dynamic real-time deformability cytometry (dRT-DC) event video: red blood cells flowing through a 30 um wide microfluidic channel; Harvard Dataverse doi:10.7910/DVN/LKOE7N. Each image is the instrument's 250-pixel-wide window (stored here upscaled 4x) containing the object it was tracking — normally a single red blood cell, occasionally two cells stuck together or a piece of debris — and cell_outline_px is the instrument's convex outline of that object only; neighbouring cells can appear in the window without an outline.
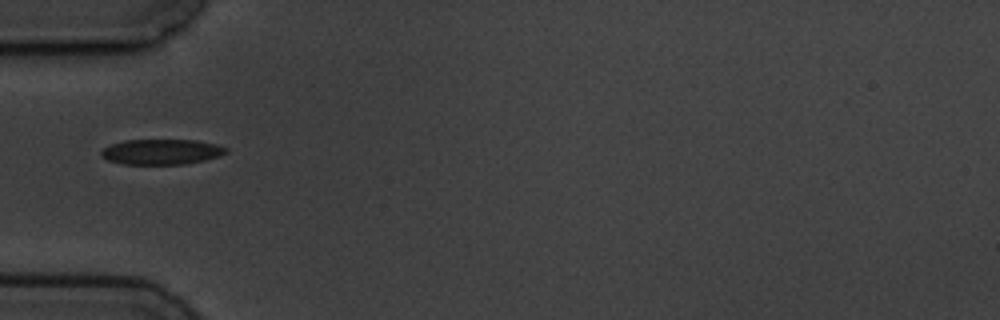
{"species": "common noctule bat (a hibernating species)", "species_latin": "Nyctalus noctula", "temperature_condition": "cold", "stored_images_in_passage": 3, "camera_frame_rate_fps": 3000, "um_per_image_px": 0.085, "animal": {"sex": "male", "body_mass_g": 19.5, "forearm_length_mm": 54.6}, "frame": {"image": 1, "passage_image": 1, "time_ms": 0.0, "image_size_px": [1000, 320], "cell_outline_px": [[228, 152], [220, 156], [204, 160], [184, 164], [120, 164], [108, 160], [100, 156], [100, 152], [104, 148], [112, 144], [124, 140], [196, 140], [216, 144], [228, 148]], "centroid_in_image_um": [13.73, 12.9], "position_along_channel_um": 71.3, "area_um2": 18.5}}
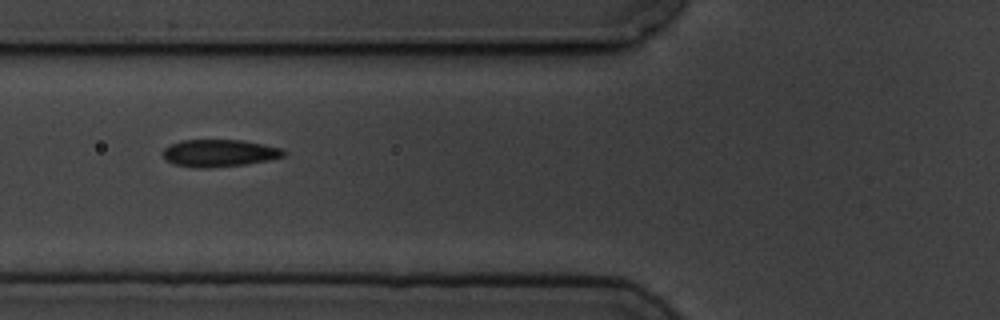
{"frame": {"image": 2, "passage_image": 2, "time_ms": 1.0, "image_size_px": [1000, 320], "cell_outline_px": [[288, 152], [284, 156], [268, 160], [244, 164], [208, 168], [196, 168], [172, 164], [164, 160], [164, 148], [180, 140], [240, 140], [264, 144], [280, 148]], "centroid_in_image_um": [18.62, 13.02], "position_along_channel_um": 107.2, "area_um2": 19.19}}
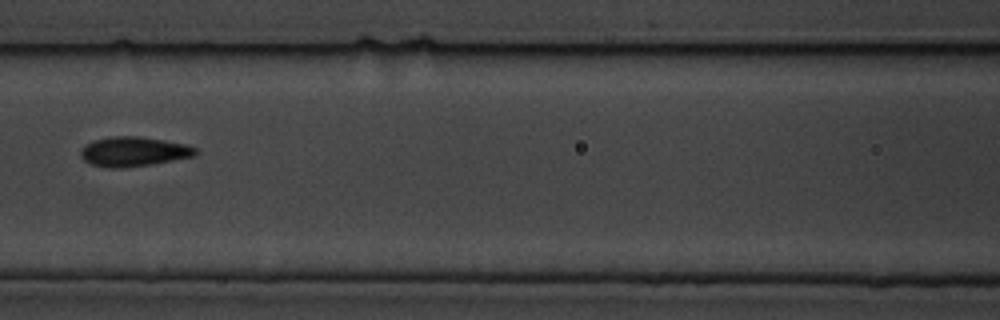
{"frame": {"image": 3, "passage_image": 3, "time_ms": 2.333, "image_size_px": [1000, 320], "cell_outline_px": [[200, 152], [196, 156], [152, 164], [124, 168], [108, 168], [88, 164], [80, 156], [80, 148], [84, 144], [92, 140], [112, 136], [140, 136], [188, 144], [196, 148]], "centroid_in_image_um": [11.35, 12.88], "position_along_channel_um": 155.3, "area_um2": 20.35}}